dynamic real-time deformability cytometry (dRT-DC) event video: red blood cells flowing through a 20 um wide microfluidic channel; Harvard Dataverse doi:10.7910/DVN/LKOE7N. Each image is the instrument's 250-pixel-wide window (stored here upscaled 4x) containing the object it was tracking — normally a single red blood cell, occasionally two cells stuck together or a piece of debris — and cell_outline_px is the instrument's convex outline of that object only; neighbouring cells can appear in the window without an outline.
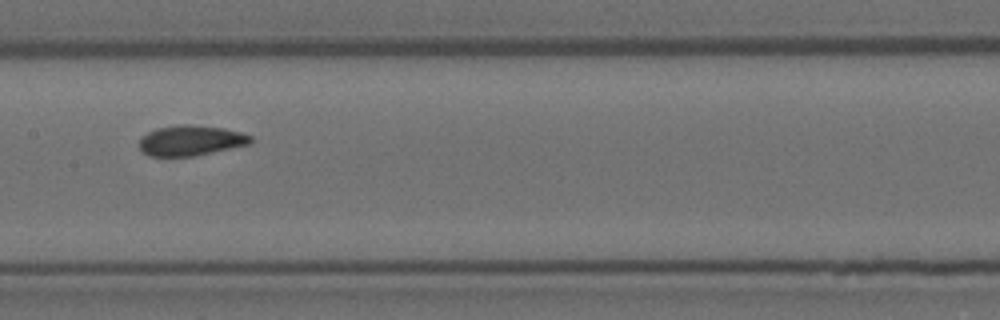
{"species": "Egyptian fruit bat (a non-hibernating species)", "species_latin": "Rousettus aegyptiacus", "temperature_condition": "room temperature", "stored_images_in_passage": 8, "camera_frame_rate_fps": 3000, "um_per_image_px": 0.085, "animal": {"sex": "female"}, "frame": {"image": 1, "passage_image": 8, "time_ms": 2.333, "image_size_px": [1000, 320], "cell_outline_px": [[252, 144], [192, 156], [148, 156], [140, 148], [140, 140], [148, 132], [156, 128], [180, 124], [192, 124], [224, 128], [240, 132], [252, 136]], "centroid_in_image_um": [16.25, 11.93], "position_along_channel_um": 191.2, "area_um2": 19.65}}